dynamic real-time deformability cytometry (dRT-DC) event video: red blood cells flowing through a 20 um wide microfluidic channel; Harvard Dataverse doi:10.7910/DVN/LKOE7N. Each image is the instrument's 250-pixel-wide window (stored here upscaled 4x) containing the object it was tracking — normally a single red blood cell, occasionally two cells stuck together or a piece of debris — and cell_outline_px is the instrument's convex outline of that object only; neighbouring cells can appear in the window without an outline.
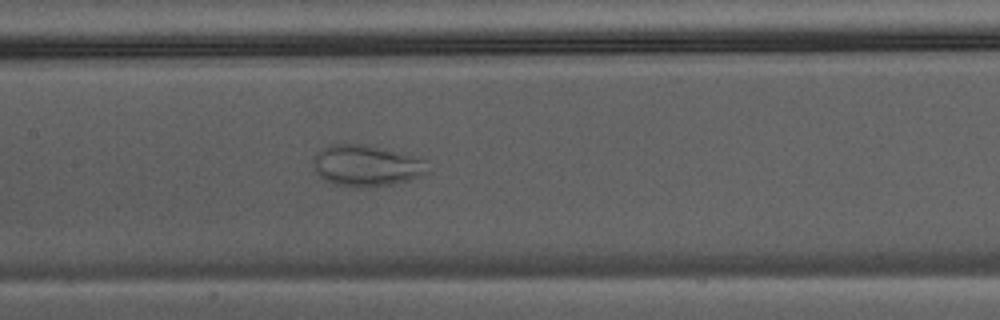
{"species": "Egyptian fruit bat (a non-hibernating species)", "species_latin": "Rousettus aegyptiacus", "temperature_condition": "warm", "stored_images_in_passage": 26, "camera_frame_rate_fps": 3000, "um_per_image_px": 0.085, "animal": {"sex": "male"}, "frame": {"image": 1, "passage_image": 11, "time_ms": 3.333, "image_size_px": [1000, 320], "cell_outline_px": [[428, 172], [424, 176], [392, 184], [368, 188], [360, 188], [336, 184], [324, 180], [316, 172], [312, 160], [328, 144], [364, 144], [384, 148], [428, 160]], "centroid_in_image_um": [31.19, 14.09], "position_along_channel_um": 176.2, "area_um2": 27.69}}